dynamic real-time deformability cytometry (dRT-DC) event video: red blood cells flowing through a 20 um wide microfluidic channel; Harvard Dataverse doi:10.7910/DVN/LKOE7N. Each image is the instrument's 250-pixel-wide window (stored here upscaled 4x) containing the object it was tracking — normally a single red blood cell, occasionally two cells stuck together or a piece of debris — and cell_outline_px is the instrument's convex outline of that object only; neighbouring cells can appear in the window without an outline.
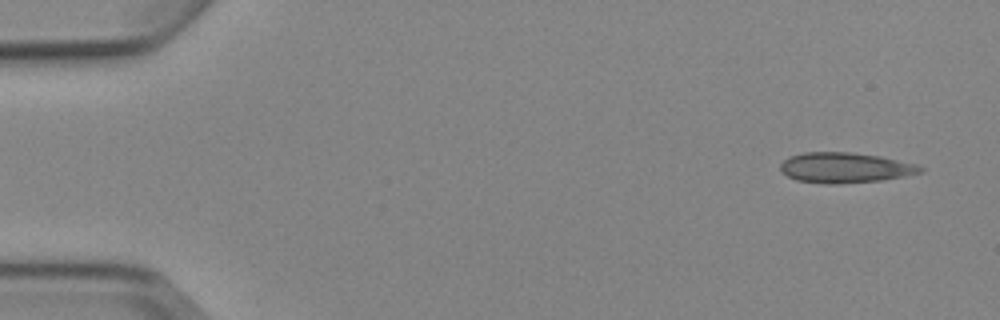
{"species": "Egyptian fruit bat (a non-hibernating species)", "species_latin": "Rousettus aegyptiacus", "temperature_condition": "cold", "stored_images_in_passage": 5, "camera_frame_rate_fps": 3000, "um_per_image_px": 0.085, "animal": {"sex": "female"}, "frame": {"image": 1, "passage_image": 1, "time_ms": 0.0, "image_size_px": [1000, 320], "cell_outline_px": [[924, 172], [884, 180], [836, 184], [824, 184], [796, 180], [780, 172], [780, 164], [788, 156], [804, 152], [852, 152], [880, 156], [916, 164], [924, 168]], "centroid_in_image_um": [71.81, 14.25], "position_along_channel_um": 13.2, "area_um2": 24.97}}
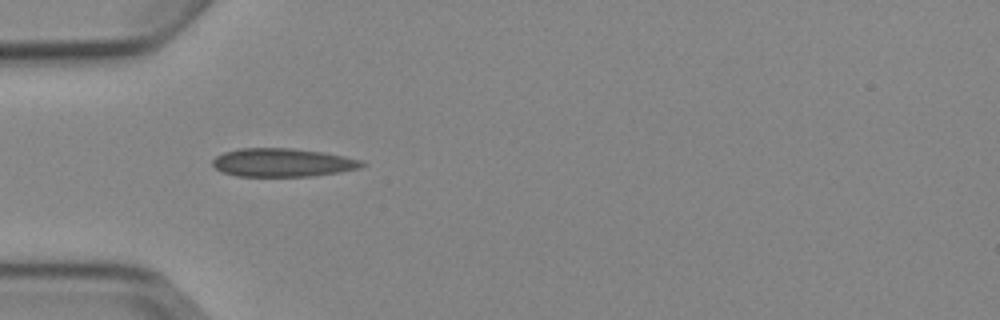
{"frame": {"image": 2, "passage_image": 4, "time_ms": 4.333, "image_size_px": [1000, 320], "cell_outline_px": [[368, 164], [360, 168], [340, 172], [312, 176], [236, 176], [220, 172], [212, 164], [212, 160], [216, 156], [224, 152], [240, 148], [292, 148], [324, 152], [344, 156], [360, 160]], "centroid_in_image_um": [24.02, 13.82], "position_along_channel_um": 61.0, "area_um2": 24.85}}
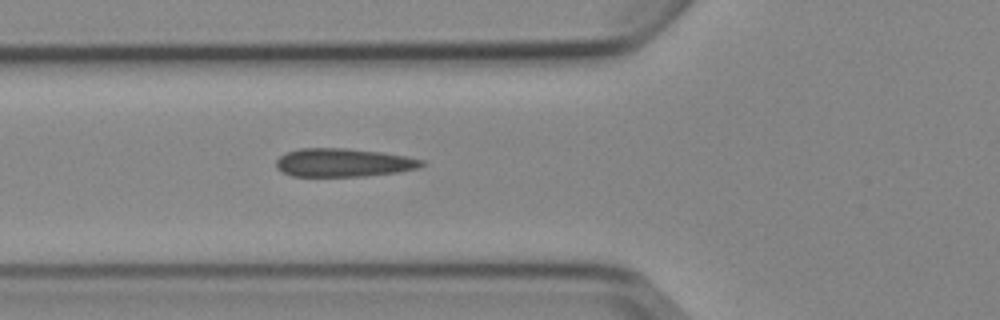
{"frame": {"image": 3, "passage_image": 5, "time_ms": 5.333, "image_size_px": [1000, 320], "cell_outline_px": [[424, 164], [416, 168], [400, 172], [364, 176], [292, 176], [280, 172], [276, 168], [276, 160], [280, 156], [288, 152], [300, 148], [348, 148], [380, 152], [404, 156], [424, 160]], "centroid_in_image_um": [29.15, 13.82], "position_along_channel_um": 96.7, "area_um2": 24.04}}